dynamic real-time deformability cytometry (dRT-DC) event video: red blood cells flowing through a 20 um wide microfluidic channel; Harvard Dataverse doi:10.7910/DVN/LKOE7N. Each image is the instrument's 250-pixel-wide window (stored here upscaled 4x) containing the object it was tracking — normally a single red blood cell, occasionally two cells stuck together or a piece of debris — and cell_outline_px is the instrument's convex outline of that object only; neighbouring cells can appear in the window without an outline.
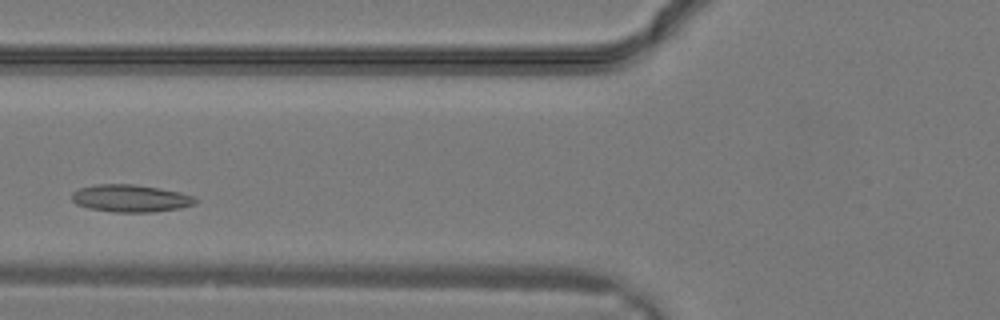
{"species": "common noctule bat (a hibernating species)", "species_latin": "Nyctalus noctula", "temperature_condition": "warm", "stored_images_in_passage": 13, "camera_frame_rate_fps": 3000, "um_per_image_px": 0.085, "animal": {"sex": "male", "body_mass_g": 19.2, "forearm_length_mm": 51.8}, "frame": {"image": 1, "passage_image": 6, "time_ms": 1.667, "image_size_px": [1000, 320], "cell_outline_px": [[196, 204], [180, 208], [152, 212], [112, 212], [88, 208], [76, 204], [72, 200], [72, 192], [80, 188], [96, 184], [136, 184], [160, 188], [180, 192], [196, 196]], "centroid_in_image_um": [11.11, 16.85], "position_along_channel_um": 114.7, "area_um2": 19.88}}
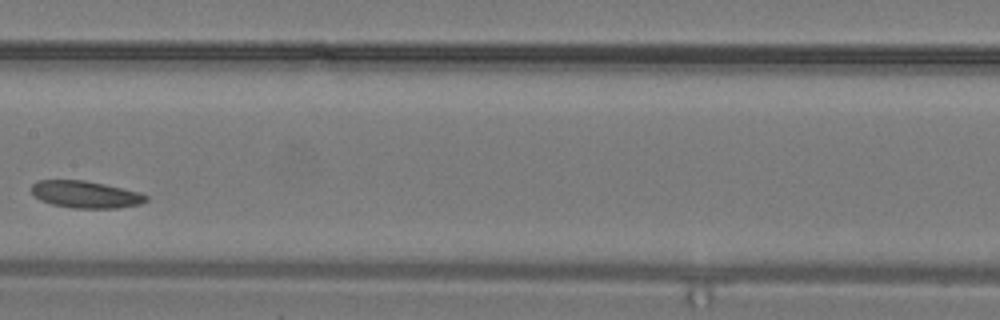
{"frame": {"image": 2, "passage_image": 10, "time_ms": 3.0, "image_size_px": [1000, 320], "cell_outline_px": [[148, 200], [140, 204], [116, 208], [72, 208], [52, 204], [40, 200], [32, 192], [32, 184], [36, 180], [84, 180], [104, 184], [140, 192], [148, 196]], "centroid_in_image_um": [7.28, 16.52], "position_along_channel_um": 200.1, "area_um2": 18.03}}
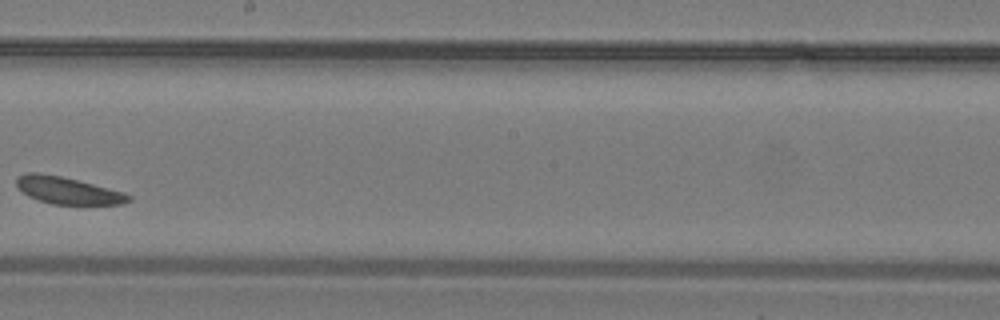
{"frame": {"image": 3, "passage_image": 12, "time_ms": 3.667, "image_size_px": [1000, 320], "cell_outline_px": [[132, 200], [120, 204], [52, 204], [28, 196], [16, 188], [16, 176], [28, 172], [40, 172], [60, 176], [124, 192], [132, 196]], "centroid_in_image_um": [5.71, 16.18], "position_along_channel_um": 242.5, "area_um2": 17.63}}